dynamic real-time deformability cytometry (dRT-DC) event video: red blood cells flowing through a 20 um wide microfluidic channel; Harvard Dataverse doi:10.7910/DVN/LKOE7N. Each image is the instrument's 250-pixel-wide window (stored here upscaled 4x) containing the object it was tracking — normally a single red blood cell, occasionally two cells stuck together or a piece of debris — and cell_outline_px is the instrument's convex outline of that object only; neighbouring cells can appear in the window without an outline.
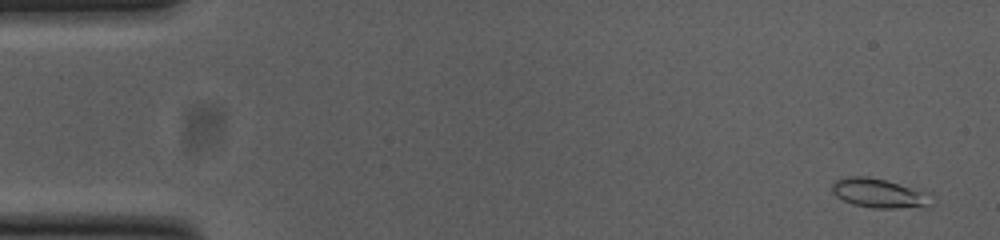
{"species": "common noctule bat (a hibernating species)", "species_latin": "Nyctalus noctula", "temperature_condition": "cold", "stored_images_in_passage": 54, "camera_frame_rate_fps": 3000, "um_per_image_px": 0.085, "animal": {"sex": "female", "body_mass_g": 23.0, "forearm_length_mm": 53.4}, "frame": {"image": 1, "passage_image": 3, "time_ms": 0.667, "image_size_px": [1000, 240], "cell_outline_px": [[932, 204], [928, 208], [872, 208], [852, 204], [836, 196], [832, 192], [832, 184], [836, 180], [848, 176], [868, 176], [932, 192]], "centroid_in_image_um": [74.82, 16.44], "position_along_channel_um": 10.2, "area_um2": 17.4}}
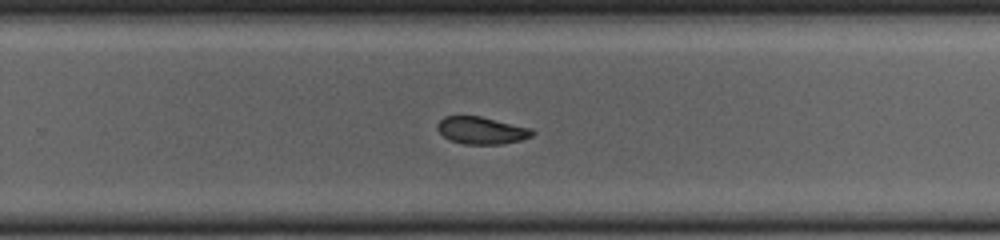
{"frame": {"image": 2, "passage_image": 35, "time_ms": 11.333, "image_size_px": [1000, 240], "cell_outline_px": [[536, 132], [532, 136], [520, 140], [500, 144], [464, 144], [452, 140], [444, 136], [436, 128], [436, 124], [444, 116], [480, 116], [532, 128]], "centroid_in_image_um": [40.94, 11.08], "position_along_channel_um": 288.9, "area_um2": 15.03}}
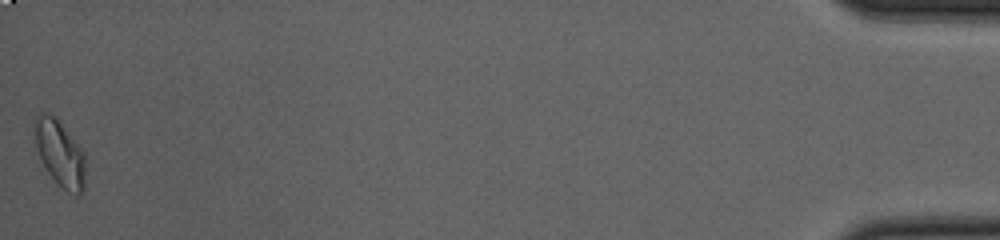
{"frame": {"image": 3, "passage_image": 54, "time_ms": 17.667, "image_size_px": [1000, 240], "cell_outline_px": [[84, 192], [76, 196], [68, 192], [56, 184], [48, 172], [36, 148], [36, 120], [40, 112], [48, 112], [56, 116], [84, 152]], "centroid_in_image_um": [5.12, 13.06], "position_along_channel_um": 430.1, "area_um2": 19.36}, "authors_computed_cell_mechanics": {"area_um2": 16.0395, "velocity_mm_per_s": 3.8048, "shape_relaxation_time_tau1_ms": 2.3918, "shape_relaxation_time_tau2_ms": 3.0862, "deformation_change_tau1": 0.0866, "deformation_change_tau2": 0.0577}}